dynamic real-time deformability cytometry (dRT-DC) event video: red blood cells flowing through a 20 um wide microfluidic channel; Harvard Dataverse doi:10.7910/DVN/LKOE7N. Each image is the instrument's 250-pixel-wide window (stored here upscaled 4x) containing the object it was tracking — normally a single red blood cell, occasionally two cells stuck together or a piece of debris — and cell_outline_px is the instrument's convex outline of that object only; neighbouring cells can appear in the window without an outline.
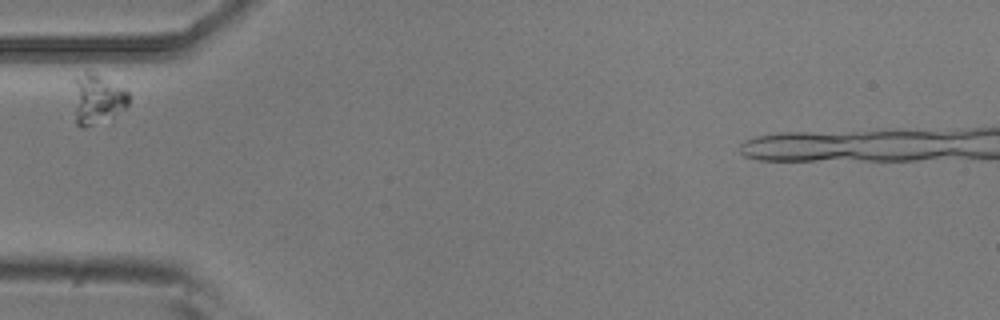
{"species": "common noctule bat (a hibernating species)", "species_latin": "Nyctalus noctula", "temperature_condition": "room temperature", "stored_images_in_passage": 1, "camera_frame_rate_fps": 3000, "um_per_image_px": 0.085, "animal": {"sex": "male", "body_mass_g": 20.5, "forearm_length_mm": 52.5}, "frame": {"image": 1, "passage_image": 1, "time_ms": 0.0, "image_size_px": [1000, 320], "cell_outline_px": [[128, 104], [124, 108], [112, 116], [84, 128], [80, 128], [76, 124], [72, 80], [72, 76], [84, 68], [88, 68], [96, 72], [124, 88], [128, 92]], "centroid_in_image_um": [8.18, 8.3], "position_along_channel_um": 76.8, "area_um2": 16.7}}